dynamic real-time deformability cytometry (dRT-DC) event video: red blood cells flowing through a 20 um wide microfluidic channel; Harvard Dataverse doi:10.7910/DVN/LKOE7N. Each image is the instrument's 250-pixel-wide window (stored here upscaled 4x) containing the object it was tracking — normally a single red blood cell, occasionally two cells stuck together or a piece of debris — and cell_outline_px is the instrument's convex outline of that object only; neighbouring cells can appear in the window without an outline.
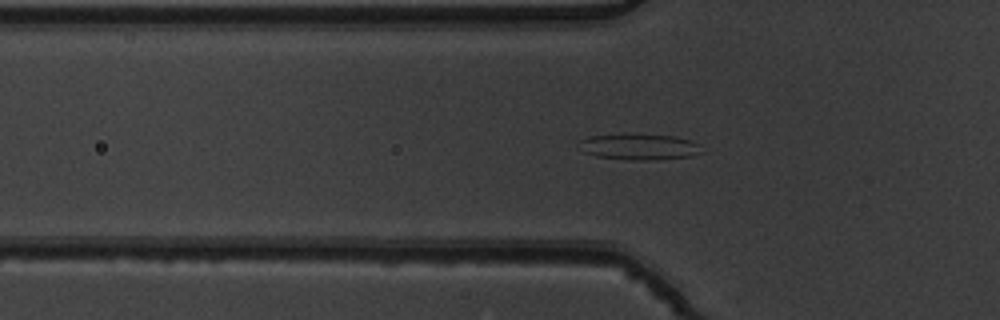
{"species": "common noctule bat (a hibernating species)", "species_latin": "Nyctalus noctula", "temperature_condition": "warm", "stored_images_in_passage": 53, "camera_frame_rate_fps": 3000, "um_per_image_px": 0.085, "animal": {"sex": "male", "body_mass_g": 19.5, "forearm_length_mm": 54.6}, "frame": {"image": 1, "passage_image": 17, "time_ms": 5.333, "image_size_px": [1000, 320], "cell_outline_px": [[704, 152], [692, 156], [656, 160], [624, 160], [596, 156], [584, 152], [576, 144], [580, 140], [588, 136], [672, 136], [692, 140], [700, 144]], "centroid_in_image_um": [54.37, 12.52], "position_along_channel_um": 71.4, "area_um2": 18.26}}
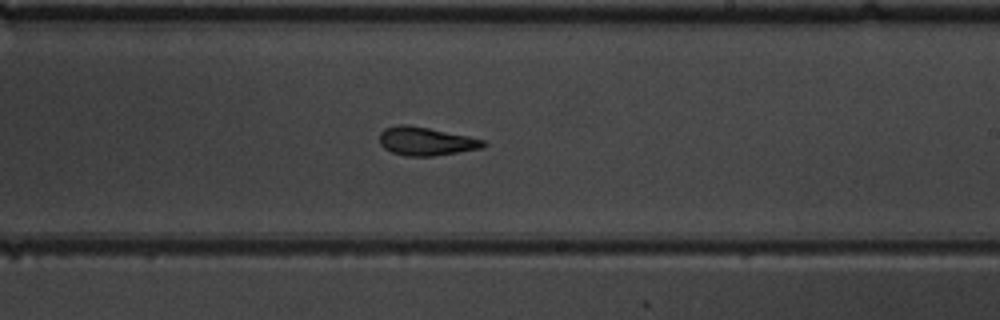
{"frame": {"image": 2, "passage_image": 31, "time_ms": 10.0, "image_size_px": [1000, 320], "cell_outline_px": [[488, 144], [484, 148], [432, 156], [408, 156], [392, 152], [384, 148], [380, 144], [380, 132], [384, 128], [400, 124], [404, 124], [428, 128], [468, 136], [484, 140]], "centroid_in_image_um": [36.21, 12.01], "position_along_channel_um": 252.8, "area_um2": 17.11}}
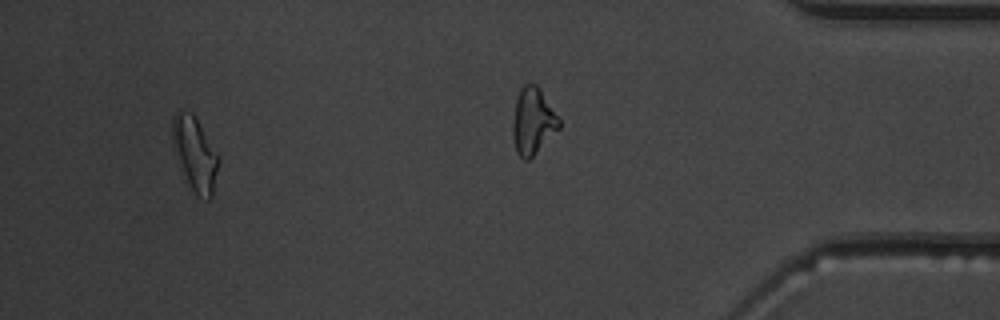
{"frame": {"image": 3, "passage_image": 49, "time_ms": 16.0, "image_size_px": [1000, 320], "cell_outline_px": [[220, 160], [212, 196], [208, 200], [192, 192], [184, 172], [172, 136], [172, 116], [180, 108], [192, 112], [196, 116], [220, 156]], "centroid_in_image_um": [16.62, 13.01], "position_along_channel_um": 418.6, "area_um2": 19.65}, "authors_computed_cell_mechanics": {"area_um2": 17.7446, "velocity_mm_per_s": 3.8931, "shape_relaxation_time_tau1_ms": 7.186, "shape_relaxation_time_tau2_ms": 2.1366, "deformation_change_tau1": 0.195, "deformation_change_tau2": 0.0996}}